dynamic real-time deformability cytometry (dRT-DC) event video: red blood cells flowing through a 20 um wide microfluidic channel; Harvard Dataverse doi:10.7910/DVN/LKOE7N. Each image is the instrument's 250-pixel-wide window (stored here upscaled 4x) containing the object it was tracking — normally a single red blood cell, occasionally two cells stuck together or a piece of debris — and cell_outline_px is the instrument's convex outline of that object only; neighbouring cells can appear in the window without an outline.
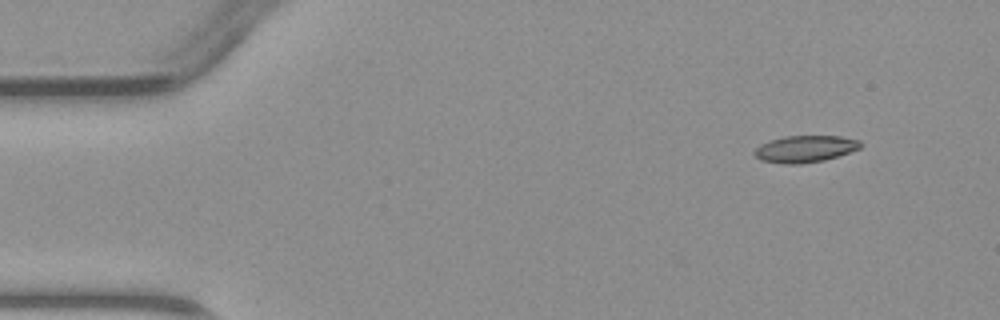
{"species": "common noctule bat (a hibernating species)", "species_latin": "Nyctalus noctula", "temperature_condition": "warm", "stored_images_in_passage": 5, "camera_frame_rate_fps": 3000, "um_per_image_px": 0.085, "animal": {"sex": "male", "body_mass_g": 23.1, "forearm_length_mm": 52.7}, "frame": {"image": 1, "passage_image": 1, "time_ms": 0.0, "image_size_px": [1000, 320], "cell_outline_px": [[860, 148], [824, 160], [800, 164], [784, 164], [760, 160], [752, 152], [760, 144], [784, 136], [840, 136], [860, 140]], "centroid_in_image_um": [68.4, 12.66], "position_along_channel_um": 16.6, "area_um2": 16.42}}
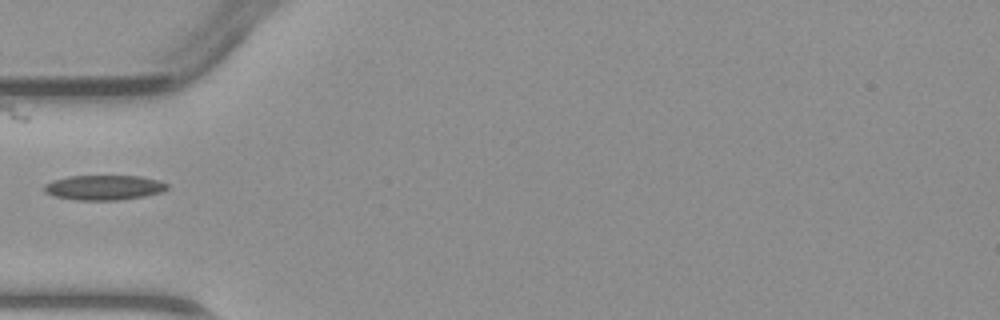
{"frame": {"image": 2, "passage_image": 4, "time_ms": 3.667, "image_size_px": [1000, 320], "cell_outline_px": [[168, 188], [164, 192], [144, 196], [120, 200], [76, 200], [52, 196], [44, 192], [44, 184], [52, 180], [68, 176], [140, 176], [160, 180], [168, 184]], "centroid_in_image_um": [8.84, 15.94], "position_along_channel_um": 76.2, "area_um2": 18.09}}